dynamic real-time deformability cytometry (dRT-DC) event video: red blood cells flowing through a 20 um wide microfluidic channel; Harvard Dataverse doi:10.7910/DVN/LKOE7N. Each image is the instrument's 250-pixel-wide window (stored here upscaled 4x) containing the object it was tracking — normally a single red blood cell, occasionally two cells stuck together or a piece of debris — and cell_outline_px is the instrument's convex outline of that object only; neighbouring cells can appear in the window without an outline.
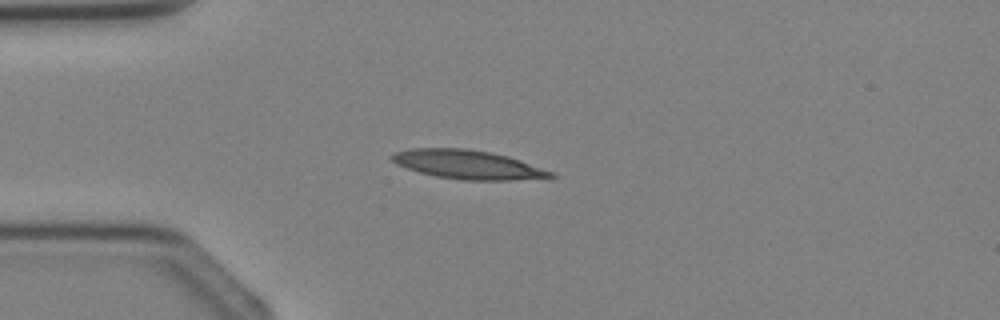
{"species": "Egyptian fruit bat (a non-hibernating species)", "species_latin": "Rousettus aegyptiacus", "temperature_condition": "cold", "stored_images_in_passage": 2, "camera_frame_rate_fps": 3000, "um_per_image_px": 0.085, "animal": {"sex": "female"}, "frame": {"image": 1, "passage_image": 2, "time_ms": 1.333, "image_size_px": [1000, 320], "cell_outline_px": [[556, 176], [552, 180], [464, 180], [436, 176], [420, 172], [396, 164], [388, 156], [392, 152], [412, 148], [468, 148], [492, 152], [508, 156], [556, 172]], "centroid_in_image_um": [39.88, 14.0], "position_along_channel_um": 45.1, "area_um2": 27.4}}